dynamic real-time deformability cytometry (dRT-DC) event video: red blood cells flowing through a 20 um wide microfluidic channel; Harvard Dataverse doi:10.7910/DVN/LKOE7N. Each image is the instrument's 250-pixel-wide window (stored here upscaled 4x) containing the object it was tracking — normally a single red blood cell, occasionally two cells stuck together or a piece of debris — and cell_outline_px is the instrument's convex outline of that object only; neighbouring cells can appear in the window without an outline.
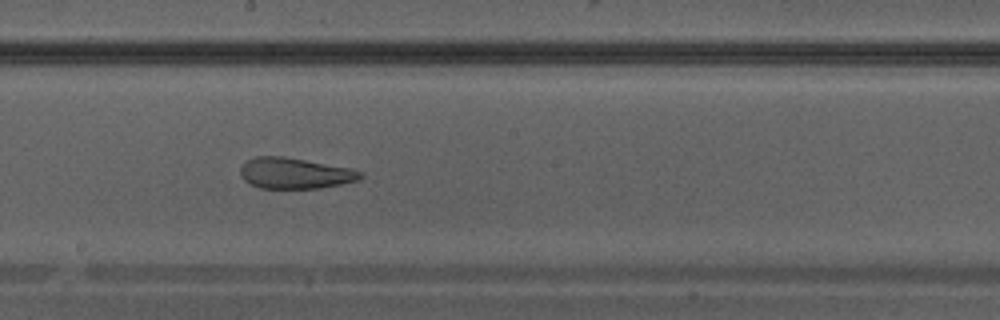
{"species": "Egyptian fruit bat (a non-hibernating species)", "species_latin": "Rousettus aegyptiacus", "temperature_condition": "warm", "stored_images_in_passage": 40, "camera_frame_rate_fps": 3000, "um_per_image_px": 0.085, "animal": {"sex": "male"}, "frame": {"image": 1, "passage_image": 23, "time_ms": 7.333, "image_size_px": [1000, 320], "cell_outline_px": [[364, 176], [360, 180], [320, 188], [260, 188], [244, 180], [240, 176], [240, 168], [248, 160], [256, 156], [284, 156], [352, 168], [364, 172]], "centroid_in_image_um": [25.11, 14.72], "position_along_channel_um": 223.1, "area_um2": 21.73}}